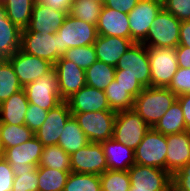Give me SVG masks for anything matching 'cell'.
<instances>
[{
	"instance_id": "obj_44",
	"label": "cell",
	"mask_w": 190,
	"mask_h": 191,
	"mask_svg": "<svg viewBox=\"0 0 190 191\" xmlns=\"http://www.w3.org/2000/svg\"><path fill=\"white\" fill-rule=\"evenodd\" d=\"M14 177L10 164L3 158L0 161V191H12Z\"/></svg>"
},
{
	"instance_id": "obj_25",
	"label": "cell",
	"mask_w": 190,
	"mask_h": 191,
	"mask_svg": "<svg viewBox=\"0 0 190 191\" xmlns=\"http://www.w3.org/2000/svg\"><path fill=\"white\" fill-rule=\"evenodd\" d=\"M21 31L8 19L4 6H0V56L3 59L11 57L20 49Z\"/></svg>"
},
{
	"instance_id": "obj_31",
	"label": "cell",
	"mask_w": 190,
	"mask_h": 191,
	"mask_svg": "<svg viewBox=\"0 0 190 191\" xmlns=\"http://www.w3.org/2000/svg\"><path fill=\"white\" fill-rule=\"evenodd\" d=\"M71 170L38 167V191H63Z\"/></svg>"
},
{
	"instance_id": "obj_33",
	"label": "cell",
	"mask_w": 190,
	"mask_h": 191,
	"mask_svg": "<svg viewBox=\"0 0 190 191\" xmlns=\"http://www.w3.org/2000/svg\"><path fill=\"white\" fill-rule=\"evenodd\" d=\"M23 89L11 63L7 59L0 62V104L11 95Z\"/></svg>"
},
{
	"instance_id": "obj_2",
	"label": "cell",
	"mask_w": 190,
	"mask_h": 191,
	"mask_svg": "<svg viewBox=\"0 0 190 191\" xmlns=\"http://www.w3.org/2000/svg\"><path fill=\"white\" fill-rule=\"evenodd\" d=\"M180 25V20L162 8L141 43L148 48H176L179 45Z\"/></svg>"
},
{
	"instance_id": "obj_1",
	"label": "cell",
	"mask_w": 190,
	"mask_h": 191,
	"mask_svg": "<svg viewBox=\"0 0 190 191\" xmlns=\"http://www.w3.org/2000/svg\"><path fill=\"white\" fill-rule=\"evenodd\" d=\"M176 100L177 95L168 88L146 87L134 98L132 109L150 127H154Z\"/></svg>"
},
{
	"instance_id": "obj_14",
	"label": "cell",
	"mask_w": 190,
	"mask_h": 191,
	"mask_svg": "<svg viewBox=\"0 0 190 191\" xmlns=\"http://www.w3.org/2000/svg\"><path fill=\"white\" fill-rule=\"evenodd\" d=\"M163 8V0H139L128 13L130 39L141 43L148 34L151 23Z\"/></svg>"
},
{
	"instance_id": "obj_21",
	"label": "cell",
	"mask_w": 190,
	"mask_h": 191,
	"mask_svg": "<svg viewBox=\"0 0 190 191\" xmlns=\"http://www.w3.org/2000/svg\"><path fill=\"white\" fill-rule=\"evenodd\" d=\"M98 35L130 39L128 14L107 7L102 8L96 24Z\"/></svg>"
},
{
	"instance_id": "obj_17",
	"label": "cell",
	"mask_w": 190,
	"mask_h": 191,
	"mask_svg": "<svg viewBox=\"0 0 190 191\" xmlns=\"http://www.w3.org/2000/svg\"><path fill=\"white\" fill-rule=\"evenodd\" d=\"M72 116L67 101H62L55 108L48 111L47 117L40 128L34 133L44 147L57 145L62 127Z\"/></svg>"
},
{
	"instance_id": "obj_3",
	"label": "cell",
	"mask_w": 190,
	"mask_h": 191,
	"mask_svg": "<svg viewBox=\"0 0 190 191\" xmlns=\"http://www.w3.org/2000/svg\"><path fill=\"white\" fill-rule=\"evenodd\" d=\"M56 33L59 42V58L68 48L93 45L98 37L96 25L76 19L70 14H67L64 23Z\"/></svg>"
},
{
	"instance_id": "obj_11",
	"label": "cell",
	"mask_w": 190,
	"mask_h": 191,
	"mask_svg": "<svg viewBox=\"0 0 190 191\" xmlns=\"http://www.w3.org/2000/svg\"><path fill=\"white\" fill-rule=\"evenodd\" d=\"M43 144L34 136L30 140L3 151L13 172L33 171L40 164Z\"/></svg>"
},
{
	"instance_id": "obj_42",
	"label": "cell",
	"mask_w": 190,
	"mask_h": 191,
	"mask_svg": "<svg viewBox=\"0 0 190 191\" xmlns=\"http://www.w3.org/2000/svg\"><path fill=\"white\" fill-rule=\"evenodd\" d=\"M47 114L48 111L40 106L29 104L25 114V125L35 133L45 121Z\"/></svg>"
},
{
	"instance_id": "obj_27",
	"label": "cell",
	"mask_w": 190,
	"mask_h": 191,
	"mask_svg": "<svg viewBox=\"0 0 190 191\" xmlns=\"http://www.w3.org/2000/svg\"><path fill=\"white\" fill-rule=\"evenodd\" d=\"M163 135L187 131L180 103L176 100L153 127Z\"/></svg>"
},
{
	"instance_id": "obj_38",
	"label": "cell",
	"mask_w": 190,
	"mask_h": 191,
	"mask_svg": "<svg viewBox=\"0 0 190 191\" xmlns=\"http://www.w3.org/2000/svg\"><path fill=\"white\" fill-rule=\"evenodd\" d=\"M62 57L72 61L75 65L84 70L97 61L94 45L68 48Z\"/></svg>"
},
{
	"instance_id": "obj_29",
	"label": "cell",
	"mask_w": 190,
	"mask_h": 191,
	"mask_svg": "<svg viewBox=\"0 0 190 191\" xmlns=\"http://www.w3.org/2000/svg\"><path fill=\"white\" fill-rule=\"evenodd\" d=\"M115 71V67L97 60L85 70L86 85L104 91L115 80Z\"/></svg>"
},
{
	"instance_id": "obj_23",
	"label": "cell",
	"mask_w": 190,
	"mask_h": 191,
	"mask_svg": "<svg viewBox=\"0 0 190 191\" xmlns=\"http://www.w3.org/2000/svg\"><path fill=\"white\" fill-rule=\"evenodd\" d=\"M109 170L127 171L135 164L134 150L114 138L101 142Z\"/></svg>"
},
{
	"instance_id": "obj_45",
	"label": "cell",
	"mask_w": 190,
	"mask_h": 191,
	"mask_svg": "<svg viewBox=\"0 0 190 191\" xmlns=\"http://www.w3.org/2000/svg\"><path fill=\"white\" fill-rule=\"evenodd\" d=\"M115 81L123 88L128 89V93L136 98L144 89L136 78L129 75H115Z\"/></svg>"
},
{
	"instance_id": "obj_40",
	"label": "cell",
	"mask_w": 190,
	"mask_h": 191,
	"mask_svg": "<svg viewBox=\"0 0 190 191\" xmlns=\"http://www.w3.org/2000/svg\"><path fill=\"white\" fill-rule=\"evenodd\" d=\"M167 88L177 96L190 94V68L179 67Z\"/></svg>"
},
{
	"instance_id": "obj_15",
	"label": "cell",
	"mask_w": 190,
	"mask_h": 191,
	"mask_svg": "<svg viewBox=\"0 0 190 191\" xmlns=\"http://www.w3.org/2000/svg\"><path fill=\"white\" fill-rule=\"evenodd\" d=\"M71 172L101 175L107 169L101 143L89 142L70 155Z\"/></svg>"
},
{
	"instance_id": "obj_36",
	"label": "cell",
	"mask_w": 190,
	"mask_h": 191,
	"mask_svg": "<svg viewBox=\"0 0 190 191\" xmlns=\"http://www.w3.org/2000/svg\"><path fill=\"white\" fill-rule=\"evenodd\" d=\"M63 191H101L100 175L70 172Z\"/></svg>"
},
{
	"instance_id": "obj_39",
	"label": "cell",
	"mask_w": 190,
	"mask_h": 191,
	"mask_svg": "<svg viewBox=\"0 0 190 191\" xmlns=\"http://www.w3.org/2000/svg\"><path fill=\"white\" fill-rule=\"evenodd\" d=\"M12 191H38V167L33 171L14 172Z\"/></svg>"
},
{
	"instance_id": "obj_19",
	"label": "cell",
	"mask_w": 190,
	"mask_h": 191,
	"mask_svg": "<svg viewBox=\"0 0 190 191\" xmlns=\"http://www.w3.org/2000/svg\"><path fill=\"white\" fill-rule=\"evenodd\" d=\"M166 171L171 175L190 163V130L166 135Z\"/></svg>"
},
{
	"instance_id": "obj_35",
	"label": "cell",
	"mask_w": 190,
	"mask_h": 191,
	"mask_svg": "<svg viewBox=\"0 0 190 191\" xmlns=\"http://www.w3.org/2000/svg\"><path fill=\"white\" fill-rule=\"evenodd\" d=\"M38 167H48L57 170H71L70 155L60 146L50 145L43 149Z\"/></svg>"
},
{
	"instance_id": "obj_8",
	"label": "cell",
	"mask_w": 190,
	"mask_h": 191,
	"mask_svg": "<svg viewBox=\"0 0 190 191\" xmlns=\"http://www.w3.org/2000/svg\"><path fill=\"white\" fill-rule=\"evenodd\" d=\"M166 135L151 127L134 150L135 164L166 170Z\"/></svg>"
},
{
	"instance_id": "obj_50",
	"label": "cell",
	"mask_w": 190,
	"mask_h": 191,
	"mask_svg": "<svg viewBox=\"0 0 190 191\" xmlns=\"http://www.w3.org/2000/svg\"><path fill=\"white\" fill-rule=\"evenodd\" d=\"M179 45L190 48V20L181 21Z\"/></svg>"
},
{
	"instance_id": "obj_24",
	"label": "cell",
	"mask_w": 190,
	"mask_h": 191,
	"mask_svg": "<svg viewBox=\"0 0 190 191\" xmlns=\"http://www.w3.org/2000/svg\"><path fill=\"white\" fill-rule=\"evenodd\" d=\"M28 105L29 102L24 89L14 93L0 104V123L25 125Z\"/></svg>"
},
{
	"instance_id": "obj_37",
	"label": "cell",
	"mask_w": 190,
	"mask_h": 191,
	"mask_svg": "<svg viewBox=\"0 0 190 191\" xmlns=\"http://www.w3.org/2000/svg\"><path fill=\"white\" fill-rule=\"evenodd\" d=\"M101 191H129L130 177L127 171L107 169L100 175Z\"/></svg>"
},
{
	"instance_id": "obj_32",
	"label": "cell",
	"mask_w": 190,
	"mask_h": 191,
	"mask_svg": "<svg viewBox=\"0 0 190 191\" xmlns=\"http://www.w3.org/2000/svg\"><path fill=\"white\" fill-rule=\"evenodd\" d=\"M102 8L103 3L99 0H74L68 14L86 23L96 25Z\"/></svg>"
},
{
	"instance_id": "obj_22",
	"label": "cell",
	"mask_w": 190,
	"mask_h": 191,
	"mask_svg": "<svg viewBox=\"0 0 190 191\" xmlns=\"http://www.w3.org/2000/svg\"><path fill=\"white\" fill-rule=\"evenodd\" d=\"M135 42L131 39L98 35L94 45L97 60L116 67L121 56L131 48Z\"/></svg>"
},
{
	"instance_id": "obj_51",
	"label": "cell",
	"mask_w": 190,
	"mask_h": 191,
	"mask_svg": "<svg viewBox=\"0 0 190 191\" xmlns=\"http://www.w3.org/2000/svg\"><path fill=\"white\" fill-rule=\"evenodd\" d=\"M9 0H0V6H4Z\"/></svg>"
},
{
	"instance_id": "obj_18",
	"label": "cell",
	"mask_w": 190,
	"mask_h": 191,
	"mask_svg": "<svg viewBox=\"0 0 190 191\" xmlns=\"http://www.w3.org/2000/svg\"><path fill=\"white\" fill-rule=\"evenodd\" d=\"M67 14L64 10H56L37 0L30 23L21 32L55 33L64 23Z\"/></svg>"
},
{
	"instance_id": "obj_47",
	"label": "cell",
	"mask_w": 190,
	"mask_h": 191,
	"mask_svg": "<svg viewBox=\"0 0 190 191\" xmlns=\"http://www.w3.org/2000/svg\"><path fill=\"white\" fill-rule=\"evenodd\" d=\"M178 66L182 68H190V48L178 45L175 48Z\"/></svg>"
},
{
	"instance_id": "obj_30",
	"label": "cell",
	"mask_w": 190,
	"mask_h": 191,
	"mask_svg": "<svg viewBox=\"0 0 190 191\" xmlns=\"http://www.w3.org/2000/svg\"><path fill=\"white\" fill-rule=\"evenodd\" d=\"M34 136V132L26 125L0 123V148L3 151L20 145Z\"/></svg>"
},
{
	"instance_id": "obj_20",
	"label": "cell",
	"mask_w": 190,
	"mask_h": 191,
	"mask_svg": "<svg viewBox=\"0 0 190 191\" xmlns=\"http://www.w3.org/2000/svg\"><path fill=\"white\" fill-rule=\"evenodd\" d=\"M66 101L71 113L110 110L105 92L88 85L75 92Z\"/></svg>"
},
{
	"instance_id": "obj_7",
	"label": "cell",
	"mask_w": 190,
	"mask_h": 191,
	"mask_svg": "<svg viewBox=\"0 0 190 191\" xmlns=\"http://www.w3.org/2000/svg\"><path fill=\"white\" fill-rule=\"evenodd\" d=\"M128 174L129 191H172V175L164 169L133 164Z\"/></svg>"
},
{
	"instance_id": "obj_34",
	"label": "cell",
	"mask_w": 190,
	"mask_h": 191,
	"mask_svg": "<svg viewBox=\"0 0 190 191\" xmlns=\"http://www.w3.org/2000/svg\"><path fill=\"white\" fill-rule=\"evenodd\" d=\"M107 97L110 110L115 112L131 110L134 104V98L128 93V89L123 88L113 80L104 90Z\"/></svg>"
},
{
	"instance_id": "obj_10",
	"label": "cell",
	"mask_w": 190,
	"mask_h": 191,
	"mask_svg": "<svg viewBox=\"0 0 190 191\" xmlns=\"http://www.w3.org/2000/svg\"><path fill=\"white\" fill-rule=\"evenodd\" d=\"M29 104L38 105L49 111L63 100L58 89L57 74L53 69L50 73L23 87Z\"/></svg>"
},
{
	"instance_id": "obj_49",
	"label": "cell",
	"mask_w": 190,
	"mask_h": 191,
	"mask_svg": "<svg viewBox=\"0 0 190 191\" xmlns=\"http://www.w3.org/2000/svg\"><path fill=\"white\" fill-rule=\"evenodd\" d=\"M41 3L56 10H64L69 13L70 7L74 0H38Z\"/></svg>"
},
{
	"instance_id": "obj_9",
	"label": "cell",
	"mask_w": 190,
	"mask_h": 191,
	"mask_svg": "<svg viewBox=\"0 0 190 191\" xmlns=\"http://www.w3.org/2000/svg\"><path fill=\"white\" fill-rule=\"evenodd\" d=\"M151 87L167 88L178 70L175 48H148Z\"/></svg>"
},
{
	"instance_id": "obj_46",
	"label": "cell",
	"mask_w": 190,
	"mask_h": 191,
	"mask_svg": "<svg viewBox=\"0 0 190 191\" xmlns=\"http://www.w3.org/2000/svg\"><path fill=\"white\" fill-rule=\"evenodd\" d=\"M138 2L139 0H105L103 6L128 14Z\"/></svg>"
},
{
	"instance_id": "obj_41",
	"label": "cell",
	"mask_w": 190,
	"mask_h": 191,
	"mask_svg": "<svg viewBox=\"0 0 190 191\" xmlns=\"http://www.w3.org/2000/svg\"><path fill=\"white\" fill-rule=\"evenodd\" d=\"M163 8L180 21L190 20V0H163Z\"/></svg>"
},
{
	"instance_id": "obj_4",
	"label": "cell",
	"mask_w": 190,
	"mask_h": 191,
	"mask_svg": "<svg viewBox=\"0 0 190 191\" xmlns=\"http://www.w3.org/2000/svg\"><path fill=\"white\" fill-rule=\"evenodd\" d=\"M115 75H129L137 79L144 87H151V69L148 47L143 43H134L119 59Z\"/></svg>"
},
{
	"instance_id": "obj_43",
	"label": "cell",
	"mask_w": 190,
	"mask_h": 191,
	"mask_svg": "<svg viewBox=\"0 0 190 191\" xmlns=\"http://www.w3.org/2000/svg\"><path fill=\"white\" fill-rule=\"evenodd\" d=\"M172 191H190V163L172 175Z\"/></svg>"
},
{
	"instance_id": "obj_48",
	"label": "cell",
	"mask_w": 190,
	"mask_h": 191,
	"mask_svg": "<svg viewBox=\"0 0 190 191\" xmlns=\"http://www.w3.org/2000/svg\"><path fill=\"white\" fill-rule=\"evenodd\" d=\"M177 101L182 108L186 129L190 130V94L177 96Z\"/></svg>"
},
{
	"instance_id": "obj_28",
	"label": "cell",
	"mask_w": 190,
	"mask_h": 191,
	"mask_svg": "<svg viewBox=\"0 0 190 191\" xmlns=\"http://www.w3.org/2000/svg\"><path fill=\"white\" fill-rule=\"evenodd\" d=\"M37 0H9L4 5L8 19L21 30L26 29L32 17V10Z\"/></svg>"
},
{
	"instance_id": "obj_16",
	"label": "cell",
	"mask_w": 190,
	"mask_h": 191,
	"mask_svg": "<svg viewBox=\"0 0 190 191\" xmlns=\"http://www.w3.org/2000/svg\"><path fill=\"white\" fill-rule=\"evenodd\" d=\"M54 70L57 74L58 89L63 101L86 85L85 70L70 60L59 58L54 64Z\"/></svg>"
},
{
	"instance_id": "obj_26",
	"label": "cell",
	"mask_w": 190,
	"mask_h": 191,
	"mask_svg": "<svg viewBox=\"0 0 190 191\" xmlns=\"http://www.w3.org/2000/svg\"><path fill=\"white\" fill-rule=\"evenodd\" d=\"M90 141L83 133V130L78 125L77 121L71 116L62 127L61 135L57 143L67 154L78 151L80 148L86 146Z\"/></svg>"
},
{
	"instance_id": "obj_12",
	"label": "cell",
	"mask_w": 190,
	"mask_h": 191,
	"mask_svg": "<svg viewBox=\"0 0 190 191\" xmlns=\"http://www.w3.org/2000/svg\"><path fill=\"white\" fill-rule=\"evenodd\" d=\"M20 50L54 65L59 59L58 34L21 32Z\"/></svg>"
},
{
	"instance_id": "obj_13",
	"label": "cell",
	"mask_w": 190,
	"mask_h": 191,
	"mask_svg": "<svg viewBox=\"0 0 190 191\" xmlns=\"http://www.w3.org/2000/svg\"><path fill=\"white\" fill-rule=\"evenodd\" d=\"M7 60L11 63L22 87L43 77L54 69L52 63L29 55L20 49Z\"/></svg>"
},
{
	"instance_id": "obj_52",
	"label": "cell",
	"mask_w": 190,
	"mask_h": 191,
	"mask_svg": "<svg viewBox=\"0 0 190 191\" xmlns=\"http://www.w3.org/2000/svg\"><path fill=\"white\" fill-rule=\"evenodd\" d=\"M3 150L0 148V161L3 159Z\"/></svg>"
},
{
	"instance_id": "obj_6",
	"label": "cell",
	"mask_w": 190,
	"mask_h": 191,
	"mask_svg": "<svg viewBox=\"0 0 190 191\" xmlns=\"http://www.w3.org/2000/svg\"><path fill=\"white\" fill-rule=\"evenodd\" d=\"M150 128L133 109L119 111L114 121L113 138L135 150Z\"/></svg>"
},
{
	"instance_id": "obj_5",
	"label": "cell",
	"mask_w": 190,
	"mask_h": 191,
	"mask_svg": "<svg viewBox=\"0 0 190 191\" xmlns=\"http://www.w3.org/2000/svg\"><path fill=\"white\" fill-rule=\"evenodd\" d=\"M117 112L113 110L72 113L90 142L101 143L113 138L114 121Z\"/></svg>"
}]
</instances>
